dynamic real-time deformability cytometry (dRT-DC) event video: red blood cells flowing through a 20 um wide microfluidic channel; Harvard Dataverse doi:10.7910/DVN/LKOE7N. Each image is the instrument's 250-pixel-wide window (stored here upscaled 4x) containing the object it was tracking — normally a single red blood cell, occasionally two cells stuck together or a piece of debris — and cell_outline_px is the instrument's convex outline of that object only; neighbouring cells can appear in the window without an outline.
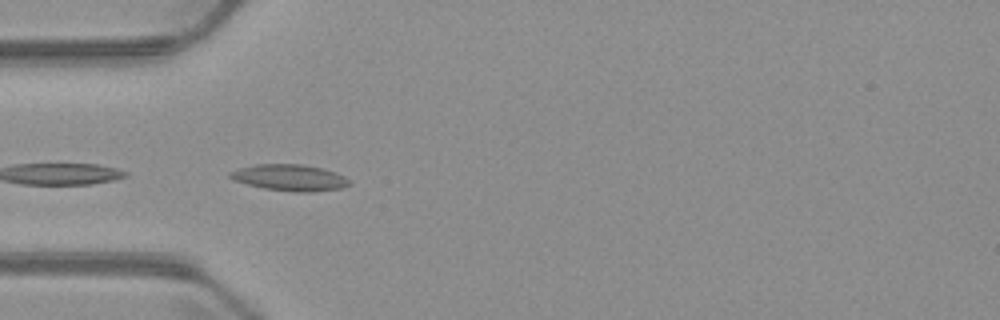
{"species": "common noctule bat (a hibernating species)", "species_latin": "Nyctalus noctula", "temperature_condition": "warm", "stored_images_in_passage": 3, "camera_frame_rate_fps": 3000, "um_per_image_px": 0.085, "animal": {"sex": "male", "body_mass_g": 23.1, "forearm_length_mm": 52.7}, "frame": {"image": 1, "passage_image": 2, "time_ms": 2.0, "image_size_px": [1000, 320], "cell_outline_px": [[352, 184], [340, 188], [312, 192], [292, 192], [264, 188], [232, 180], [228, 176], [228, 172], [240, 168], [256, 164], [300, 164], [320, 168], [336, 172], [344, 176]], "centroid_in_image_um": [24.61, 15.1], "position_along_channel_um": 60.4, "area_um2": 18.26}}
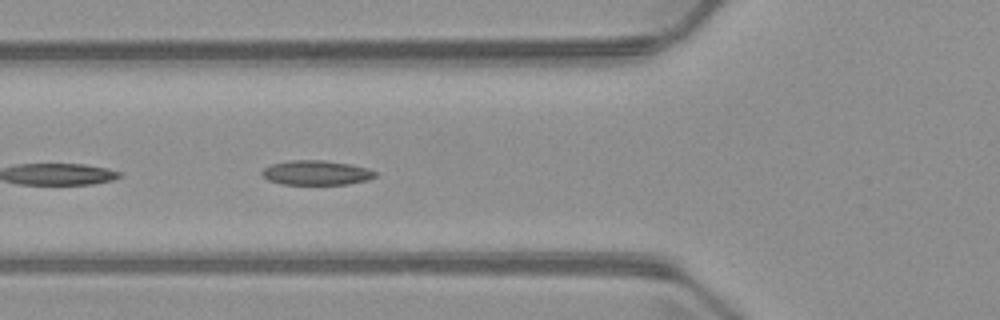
{"frame": {"image": 2, "passage_image": 3, "time_ms": 3.0, "image_size_px": [1000, 320], "cell_outline_px": [[376, 176], [368, 180], [348, 184], [284, 184], [268, 180], [260, 176], [260, 172], [264, 168], [272, 164], [288, 160], [324, 160], [352, 164], [368, 168], [376, 172]], "centroid_in_image_um": [26.87, 14.67], "position_along_channel_um": 98.9, "area_um2": 16.36}}